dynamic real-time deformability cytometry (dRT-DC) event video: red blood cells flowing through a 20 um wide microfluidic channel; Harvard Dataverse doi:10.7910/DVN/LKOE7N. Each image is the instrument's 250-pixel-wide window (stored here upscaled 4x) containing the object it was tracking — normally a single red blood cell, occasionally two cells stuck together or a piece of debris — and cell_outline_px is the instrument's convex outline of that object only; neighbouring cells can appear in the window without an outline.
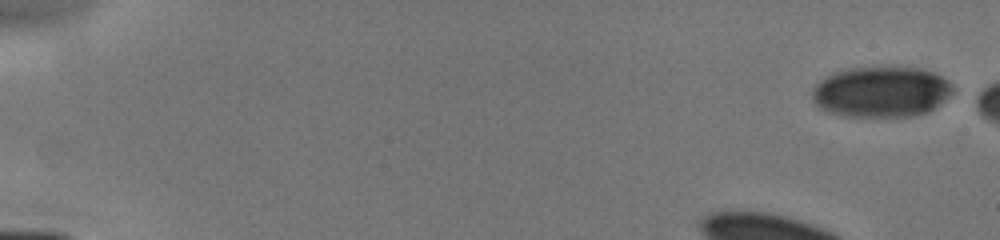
{"species": "human", "species_latin": "Homo sapiens", "temperature_condition": "cold", "stored_images_in_passage": 15, "camera_frame_rate_fps": 3000, "um_per_image_px": 0.085, "donor": {"sex": "male"}, "frame": {"image": 1, "passage_image": 1, "time_ms": 0.0, "image_size_px": [1000, 240], "cell_outline_px": [[952, 92], [936, 108], [928, 112], [912, 116], [848, 116], [832, 112], [816, 104], [812, 96], [812, 88], [824, 76], [832, 72], [848, 68], [924, 68], [948, 80], [952, 84]], "centroid_in_image_um": [74.91, 7.8], "position_along_channel_um": 10.1, "area_um2": 41.27}}
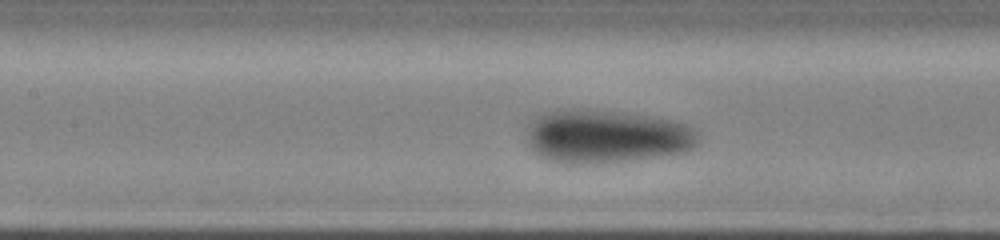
{"frame": {"image": 2, "passage_image": 12, "time_ms": 6.333, "image_size_px": [1000, 240], "cell_outline_px": [[700, 136], [696, 144], [692, 148], [684, 152], [660, 156], [596, 164], [572, 164], [552, 160], [540, 156], [528, 144], [528, 120], [544, 112], [560, 108], [588, 108], [648, 116], [672, 120], [688, 124]], "centroid_in_image_um": [51.5, 11.57], "position_along_channel_um": 155.9, "area_um2": 53.81}}
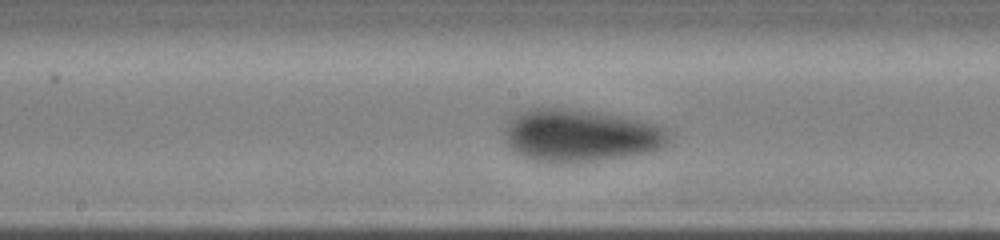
{"frame": {"image": 3, "passage_image": 14, "time_ms": 7.333, "image_size_px": [1000, 240], "cell_outline_px": [[672, 140], [668, 144], [652, 152], [628, 156], [572, 164], [552, 164], [532, 160], [516, 152], [504, 140], [504, 128], [508, 120], [520, 112], [528, 108], [564, 108], [596, 112], [640, 120], [656, 124], [664, 128], [672, 136]], "centroid_in_image_um": [49.34, 11.54], "position_along_channel_um": 198.9, "area_um2": 51.04}}